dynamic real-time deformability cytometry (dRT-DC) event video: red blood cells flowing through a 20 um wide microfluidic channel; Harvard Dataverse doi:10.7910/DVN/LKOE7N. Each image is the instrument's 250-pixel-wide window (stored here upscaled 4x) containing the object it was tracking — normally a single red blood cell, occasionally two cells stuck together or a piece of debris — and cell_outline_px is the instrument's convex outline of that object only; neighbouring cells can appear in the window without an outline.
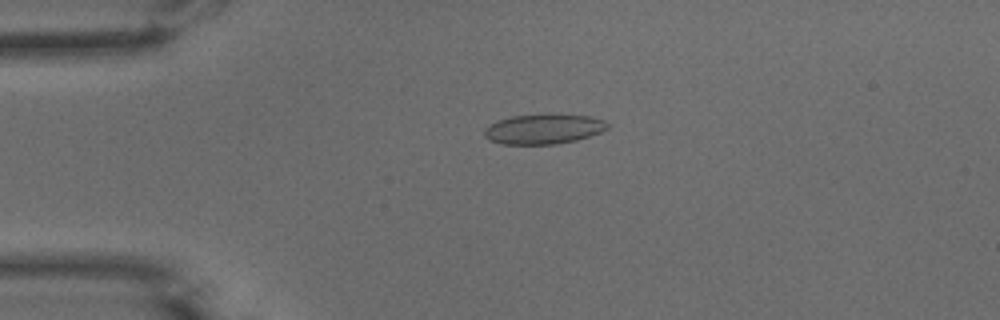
{"species": "common noctule bat (a hibernating species)", "species_latin": "Nyctalus noctula", "temperature_condition": "warm", "stored_images_in_passage": 38, "camera_frame_rate_fps": 3000, "um_per_image_px": 0.085, "animal": {"sex": "male", "body_mass_g": 15.6}, "frame": {"image": 1, "passage_image": 4, "time_ms": 1.0, "image_size_px": [1000, 320], "cell_outline_px": [[608, 128], [600, 132], [576, 140], [556, 144], [500, 144], [484, 136], [484, 128], [488, 124], [512, 116], [588, 116], [604, 120], [608, 124]], "centroid_in_image_um": [46.17, 11.0], "position_along_channel_um": 38.8, "area_um2": 20.75}}
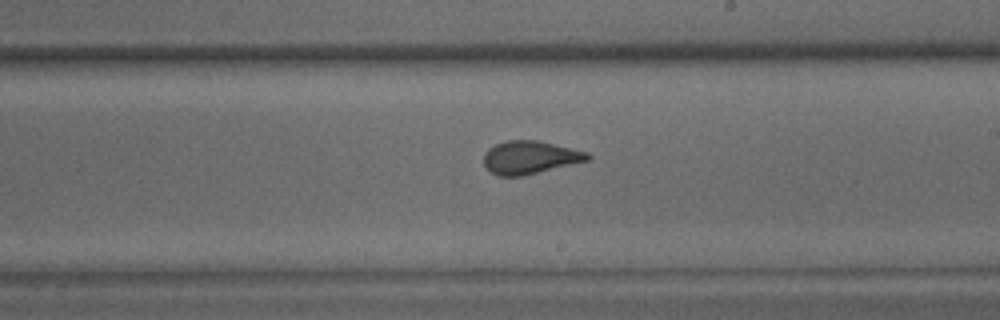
{"frame": {"image": 2, "passage_image": 22, "time_ms": 7.0, "image_size_px": [1000, 320], "cell_outline_px": [[592, 156], [588, 160], [524, 176], [500, 176], [492, 172], [484, 164], [484, 152], [488, 148], [496, 144], [508, 140], [536, 140], [588, 152]], "centroid_in_image_um": [45.04, 13.38], "position_along_channel_um": 244.0, "area_um2": 19.83}}
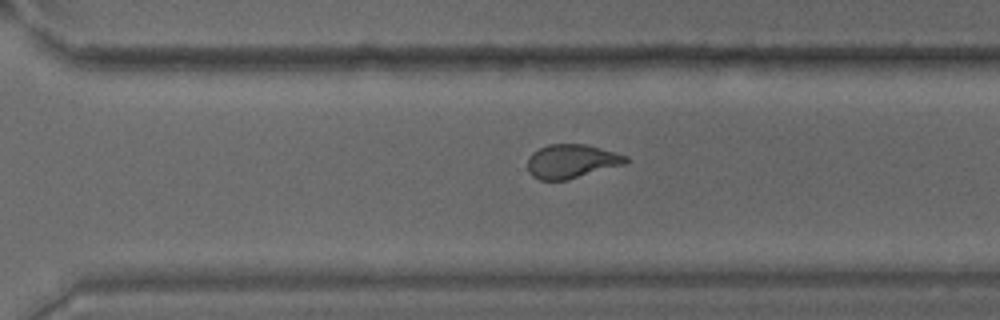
{"frame": {"image": 3, "passage_image": 28, "time_ms": 9.0, "image_size_px": [1000, 320], "cell_outline_px": [[628, 160], [624, 164], [568, 180], [540, 180], [532, 176], [528, 172], [528, 156], [532, 152], [548, 144], [588, 144], [628, 156]], "centroid_in_image_um": [48.56, 13.7], "position_along_channel_um": 322.0, "area_um2": 19.48}, "authors_computed_cell_mechanics": {"area_um2": 20.23, "velocity_mm_per_s": 3.9163, "shape_relaxation_time_tau1_ms": 7.7717, "shape_relaxation_time_tau2_ms": 0.6597, "deformation_change_tau1": 0.2042, "deformation_change_tau2": 0.08}}